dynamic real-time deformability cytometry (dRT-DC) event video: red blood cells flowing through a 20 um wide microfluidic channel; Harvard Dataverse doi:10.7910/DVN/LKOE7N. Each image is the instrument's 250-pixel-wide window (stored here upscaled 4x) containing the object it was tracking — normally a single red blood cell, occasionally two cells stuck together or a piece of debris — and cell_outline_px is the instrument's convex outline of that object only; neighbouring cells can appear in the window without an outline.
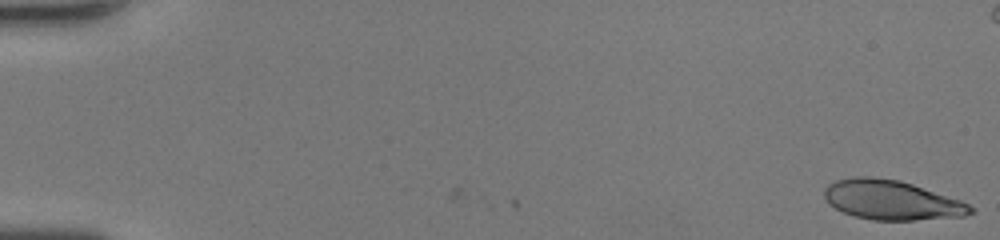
{"species": "human", "species_latin": "Homo sapiens", "temperature_condition": "room temperature", "stored_images_in_passage": 20, "camera_frame_rate_fps": 3000, "um_per_image_px": 0.085, "donor": {"sex": "female"}, "frame": {"image": 1, "passage_image": 1, "time_ms": 0.0, "image_size_px": [1000, 240], "cell_outline_px": [[976, 212], [964, 216], [916, 220], [872, 220], [856, 216], [844, 212], [828, 204], [824, 196], [824, 188], [828, 184], [836, 180], [852, 176], [872, 176], [900, 180], [960, 200], [976, 208]], "centroid_in_image_um": [75.78, 17.0], "position_along_channel_um": 9.2, "area_um2": 33.81}}
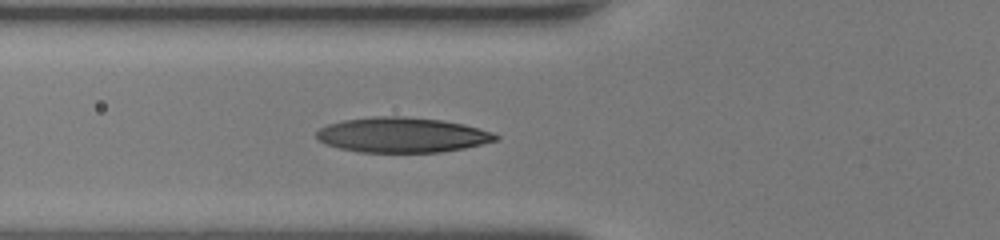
{"frame": {"image": 2, "passage_image": 19, "time_ms": 6.0, "image_size_px": [1000, 240], "cell_outline_px": [[500, 140], [464, 148], [440, 152], [360, 152], [340, 148], [324, 144], [316, 140], [316, 132], [320, 128], [328, 124], [344, 120], [372, 116], [404, 116], [440, 120], [464, 124], [480, 128], [492, 132], [500, 136]], "centroid_in_image_um": [34.18, 11.47], "position_along_channel_um": 91.6, "area_um2": 36.82}}